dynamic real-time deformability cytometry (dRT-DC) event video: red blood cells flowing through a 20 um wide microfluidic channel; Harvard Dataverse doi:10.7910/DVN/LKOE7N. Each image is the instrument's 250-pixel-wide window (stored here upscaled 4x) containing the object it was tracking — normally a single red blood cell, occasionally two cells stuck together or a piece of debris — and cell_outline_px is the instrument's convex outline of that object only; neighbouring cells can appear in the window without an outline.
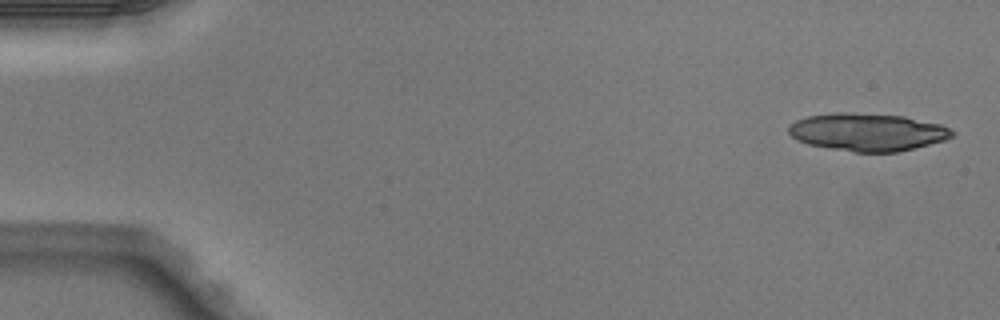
{"species": "Egyptian fruit bat (a non-hibernating species)", "species_latin": "Rousettus aegyptiacus", "temperature_condition": "warm", "stored_images_in_passage": 4, "camera_frame_rate_fps": 3000, "um_per_image_px": 0.085, "animal": {"sex": "male"}, "frame": {"image": 1, "passage_image": 1, "time_ms": 0.0, "image_size_px": [1000, 320], "cell_outline_px": [[956, 132], [952, 136], [944, 140], [896, 152], [856, 152], [828, 148], [808, 144], [792, 136], [788, 132], [788, 128], [796, 120], [808, 116], [832, 112], [844, 112], [904, 116], [940, 124]], "centroid_in_image_um": [73.72, 11.22], "position_along_channel_um": 11.3, "area_um2": 35.6}}